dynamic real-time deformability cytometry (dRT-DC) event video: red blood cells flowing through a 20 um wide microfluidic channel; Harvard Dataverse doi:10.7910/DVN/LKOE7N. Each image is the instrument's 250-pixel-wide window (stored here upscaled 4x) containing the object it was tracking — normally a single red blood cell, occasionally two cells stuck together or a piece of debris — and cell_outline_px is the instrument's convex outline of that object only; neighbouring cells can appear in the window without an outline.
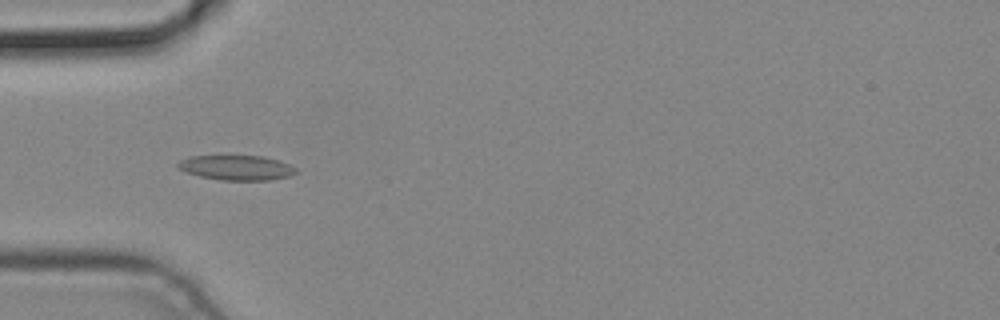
{"species": "common noctule bat (a hibernating species)", "species_latin": "Nyctalus noctula", "temperature_condition": "cold", "stored_images_in_passage": 5, "camera_frame_rate_fps": 3000, "um_per_image_px": 0.085, "animal": {"sex": "male", "body_mass_g": 19.2, "forearm_length_mm": 51.8}, "frame": {"image": 1, "passage_image": 5, "time_ms": 1.333, "image_size_px": [1000, 320], "cell_outline_px": [[296, 172], [288, 176], [272, 180], [220, 180], [200, 176], [176, 168], [176, 164], [180, 160], [188, 156], [264, 156], [280, 160], [296, 168]], "centroid_in_image_um": [20.09, 14.25], "position_along_channel_um": 64.9, "area_um2": 17.11}}